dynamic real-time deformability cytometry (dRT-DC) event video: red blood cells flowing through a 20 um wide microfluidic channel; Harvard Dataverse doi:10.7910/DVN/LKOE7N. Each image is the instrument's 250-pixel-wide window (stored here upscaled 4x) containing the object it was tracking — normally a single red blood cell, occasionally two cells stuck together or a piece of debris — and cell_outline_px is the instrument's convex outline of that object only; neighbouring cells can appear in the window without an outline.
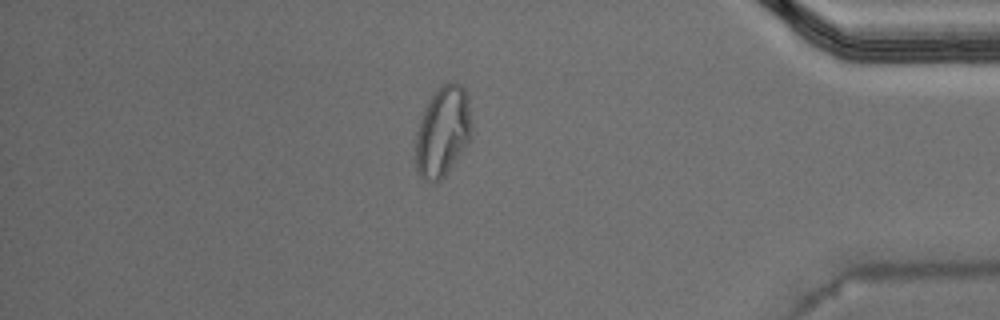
{"species": "Egyptian fruit bat (a non-hibernating species)", "species_latin": "Rousettus aegyptiacus", "temperature_condition": "warm", "stored_images_in_passage": 51, "camera_frame_rate_fps": 3000, "um_per_image_px": 0.085, "animal": {"sex": "male"}, "frame": {"image": 1, "passage_image": 44, "time_ms": 14.333, "image_size_px": [1000, 320], "cell_outline_px": [[472, 136], [468, 144], [448, 172], [436, 184], [424, 180], [420, 176], [416, 168], [416, 132], [420, 120], [432, 96], [440, 84], [448, 80], [456, 80], [468, 92], [472, 128]], "centroid_in_image_um": [37.67, 11.16], "position_along_channel_um": 397.5, "area_um2": 30.0}, "authors_computed_cell_mechanics": {"area_um2": 19.652, "velocity_mm_per_s": 3.9681, "shape_relaxation_time_tau1_ms": null, "shape_relaxation_time_tau2_ms": 1.6453, "deformation_change_tau1": null, "deformation_change_tau2": 0.0739}}